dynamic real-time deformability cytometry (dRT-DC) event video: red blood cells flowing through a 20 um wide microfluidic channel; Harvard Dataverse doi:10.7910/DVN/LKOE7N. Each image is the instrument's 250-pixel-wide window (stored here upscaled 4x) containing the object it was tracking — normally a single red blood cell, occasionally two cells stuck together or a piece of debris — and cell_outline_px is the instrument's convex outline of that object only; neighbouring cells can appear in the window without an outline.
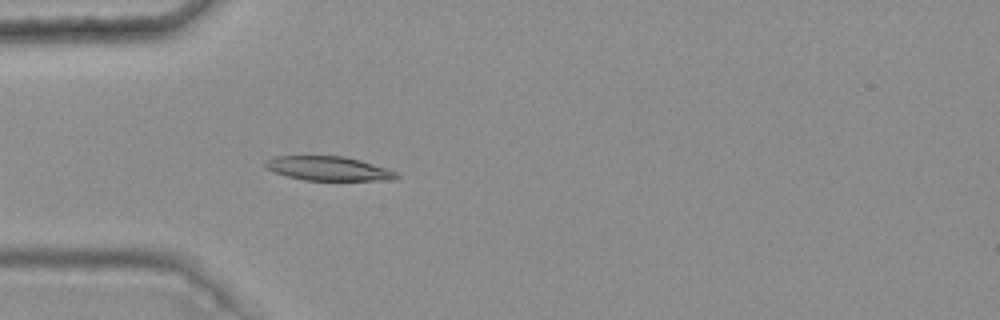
{"species": "common noctule bat (a hibernating species)", "species_latin": "Nyctalus noctula", "temperature_condition": "warm", "stored_images_in_passage": 4, "camera_frame_rate_fps": 3000, "um_per_image_px": 0.085, "animal": {"sex": "female", "body_mass_g": 25.1}, "frame": {"image": 1, "passage_image": 4, "time_ms": 1.0, "image_size_px": [1000, 320], "cell_outline_px": [[400, 176], [392, 180], [304, 180], [288, 176], [264, 168], [260, 164], [264, 160], [276, 156], [344, 156], [360, 160], [388, 168], [396, 172]], "centroid_in_image_um": [27.88, 14.31], "position_along_channel_um": 57.1, "area_um2": 18.61}}